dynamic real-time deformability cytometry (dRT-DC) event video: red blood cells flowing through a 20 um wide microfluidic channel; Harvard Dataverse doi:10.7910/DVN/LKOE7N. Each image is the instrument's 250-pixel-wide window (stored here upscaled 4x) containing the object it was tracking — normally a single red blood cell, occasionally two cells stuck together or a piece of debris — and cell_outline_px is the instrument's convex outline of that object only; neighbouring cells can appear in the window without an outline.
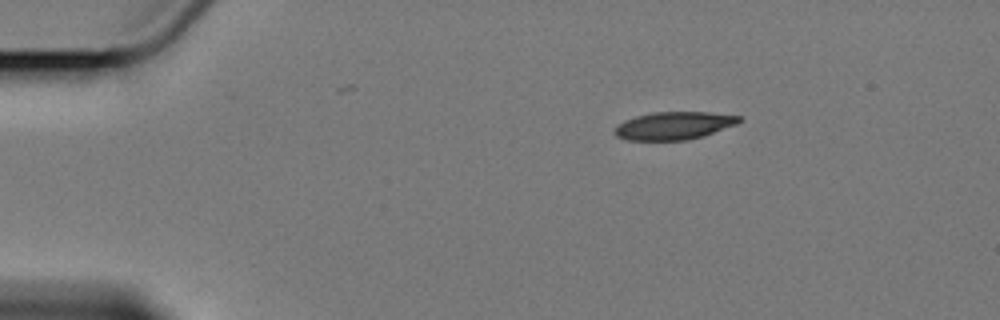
{"species": "Egyptian fruit bat (a non-hibernating species)", "species_latin": "Rousettus aegyptiacus", "temperature_condition": "cold", "stored_images_in_passage": 3, "camera_frame_rate_fps": 3000, "um_per_image_px": 0.085, "animal": {"sex": "female"}, "frame": {"image": 1, "passage_image": 1, "time_ms": 0.0, "image_size_px": [1000, 320], "cell_outline_px": [[740, 120], [736, 124], [704, 136], [688, 140], [628, 140], [616, 136], [612, 132], [624, 120], [636, 116], [656, 112], [708, 112], [740, 116]], "centroid_in_image_um": [57.27, 10.69], "position_along_channel_um": 27.7, "area_um2": 20.0}}